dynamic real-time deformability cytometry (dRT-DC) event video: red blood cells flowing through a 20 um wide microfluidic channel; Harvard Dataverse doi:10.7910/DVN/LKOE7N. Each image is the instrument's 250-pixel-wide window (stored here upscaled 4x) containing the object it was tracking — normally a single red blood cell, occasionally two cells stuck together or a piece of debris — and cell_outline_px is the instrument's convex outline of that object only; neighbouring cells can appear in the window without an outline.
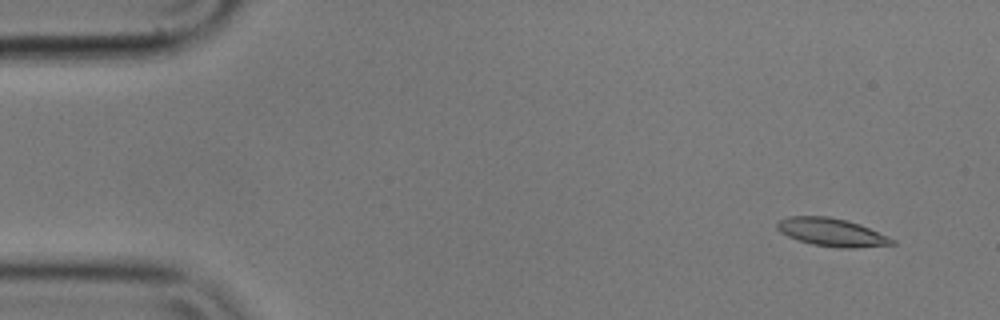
{"species": "common noctule bat (a hibernating species)", "species_latin": "Nyctalus noctula", "temperature_condition": "cold", "stored_images_in_passage": 5, "camera_frame_rate_fps": 3000, "um_per_image_px": 0.085, "animal": {"sex": "male", "body_mass_g": 17.9}, "frame": {"image": 1, "passage_image": 1, "time_ms": 0.0, "image_size_px": [1000, 320], "cell_outline_px": [[896, 244], [856, 248], [836, 248], [812, 244], [788, 236], [780, 232], [776, 228], [776, 224], [780, 220], [788, 216], [828, 216], [848, 220], [860, 224], [888, 236], [896, 240]], "centroid_in_image_um": [70.72, 19.74], "position_along_channel_um": 14.3, "area_um2": 18.9}}